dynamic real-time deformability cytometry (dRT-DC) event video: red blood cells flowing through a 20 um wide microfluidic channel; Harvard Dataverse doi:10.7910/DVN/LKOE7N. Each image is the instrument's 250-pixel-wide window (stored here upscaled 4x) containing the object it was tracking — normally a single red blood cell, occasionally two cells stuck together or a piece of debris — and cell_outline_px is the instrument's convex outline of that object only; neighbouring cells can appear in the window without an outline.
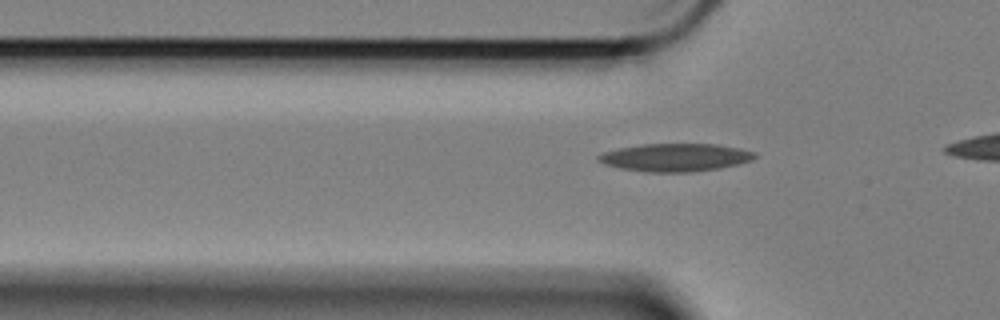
{"species": "Egyptian fruit bat (a non-hibernating species)", "species_latin": "Rousettus aegyptiacus", "temperature_condition": "cold", "stored_images_in_passage": 14, "camera_frame_rate_fps": 3000, "um_per_image_px": 0.085, "animal": {"sex": "female"}, "frame": {"image": 1, "passage_image": 7, "time_ms": 2.0, "image_size_px": [1000, 320], "cell_outline_px": [[756, 156], [752, 160], [720, 168], [688, 172], [644, 172], [620, 168], [604, 164], [596, 156], [604, 152], [620, 148], [644, 144], [716, 144], [740, 148], [756, 152]], "centroid_in_image_um": [57.42, 13.38], "position_along_channel_um": 68.4, "area_um2": 25.26}}
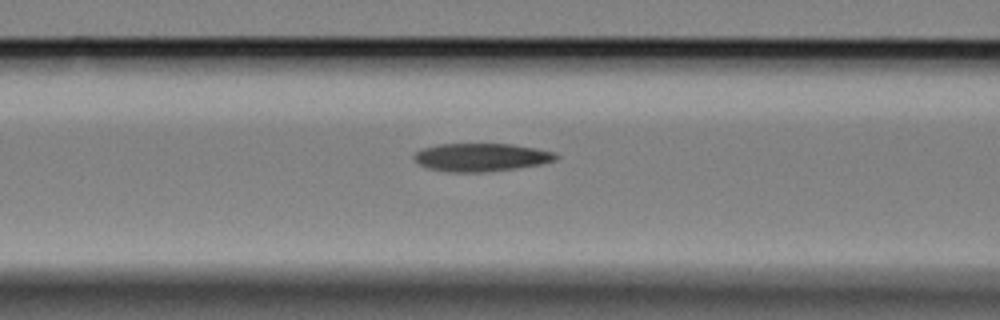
{"frame": {"image": 2, "passage_image": 12, "time_ms": 3.667, "image_size_px": [1000, 320], "cell_outline_px": [[560, 156], [556, 160], [540, 164], [516, 168], [484, 172], [452, 172], [428, 168], [412, 160], [412, 156], [420, 148], [436, 144], [512, 144], [536, 148], [556, 152]], "centroid_in_image_um": [40.88, 13.36], "position_along_channel_um": 125.7, "area_um2": 23.41}}